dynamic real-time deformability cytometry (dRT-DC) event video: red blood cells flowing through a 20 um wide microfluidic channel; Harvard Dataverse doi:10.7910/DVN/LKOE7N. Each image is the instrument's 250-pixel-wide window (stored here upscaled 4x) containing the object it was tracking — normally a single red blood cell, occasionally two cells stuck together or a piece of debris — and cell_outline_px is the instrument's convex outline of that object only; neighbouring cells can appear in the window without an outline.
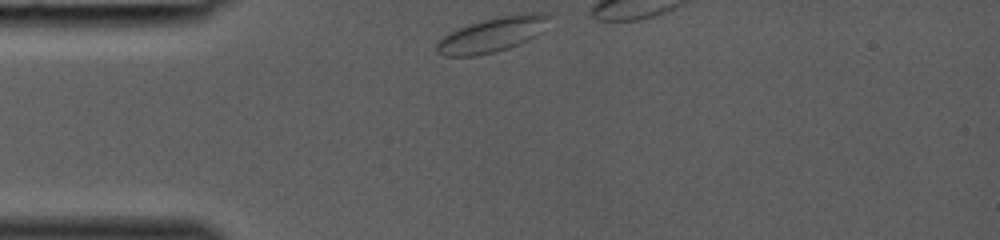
{"species": "common noctule bat (a hibernating species)", "species_latin": "Nyctalus noctula", "temperature_condition": "room temperature", "stored_images_in_passage": 8, "camera_frame_rate_fps": 3000, "um_per_image_px": 0.085, "animal": {"sex": "female", "body_mass_g": 19.0, "forearm_length_mm": 53.3}, "frame": {"image": 1, "passage_image": 1, "time_ms": 0.0, "image_size_px": [1000, 240], "cell_outline_px": [[552, 16], [540, 32], [536, 36], [520, 44], [496, 52], [476, 56], [444, 56], [436, 52], [436, 44], [448, 32], [456, 28], [468, 24], [500, 16], [524, 12], [552, 12]], "centroid_in_image_um": [41.87, 2.93], "position_along_channel_um": 43.1, "area_um2": 23.12}}
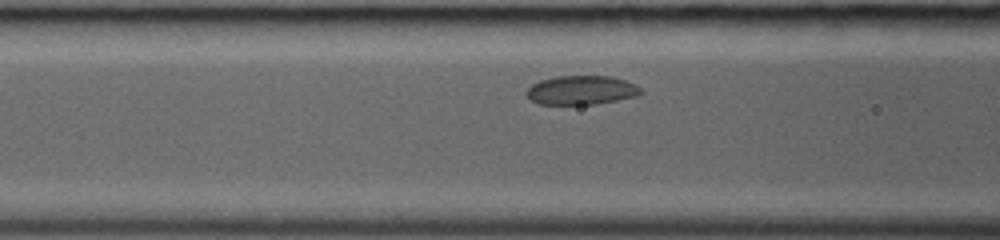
{"frame": {"image": 2, "passage_image": 7, "time_ms": 2.0, "image_size_px": [1000, 240], "cell_outline_px": [[644, 92], [636, 96], [596, 104], [540, 104], [532, 100], [524, 92], [532, 84], [540, 80], [556, 76], [612, 76], [636, 84]], "centroid_in_image_um": [49.42, 7.66], "position_along_channel_um": 117.2, "area_um2": 19.31}}